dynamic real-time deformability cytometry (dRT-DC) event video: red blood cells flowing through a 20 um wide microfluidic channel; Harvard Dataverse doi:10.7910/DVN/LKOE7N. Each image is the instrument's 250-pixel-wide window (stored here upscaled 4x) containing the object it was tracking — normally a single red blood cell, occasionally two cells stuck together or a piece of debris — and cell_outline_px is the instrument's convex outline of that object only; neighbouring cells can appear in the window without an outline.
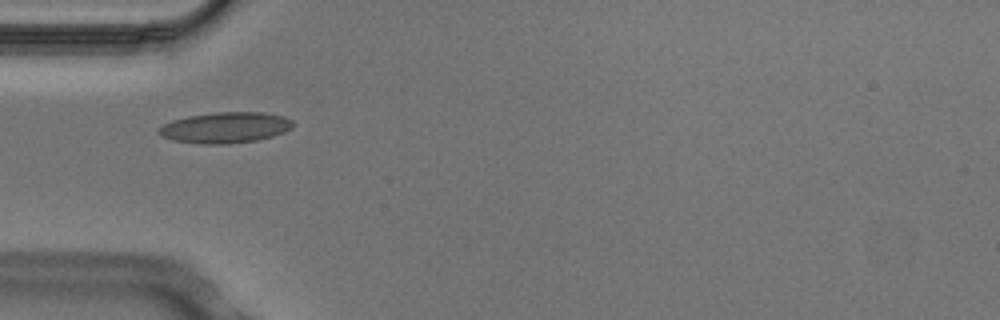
{"species": "Egyptian fruit bat (a non-hibernating species)", "species_latin": "Rousettus aegyptiacus", "temperature_condition": "cold", "stored_images_in_passage": 5, "camera_frame_rate_fps": 3000, "um_per_image_px": 0.085, "animal": {"sex": "male"}, "frame": {"image": 1, "passage_image": 1, "time_ms": 0.0, "image_size_px": [1000, 320], "cell_outline_px": [[292, 128], [284, 132], [272, 136], [256, 140], [228, 144], [200, 144], [172, 140], [160, 136], [156, 132], [156, 128], [172, 120], [188, 116], [216, 112], [264, 112], [284, 116], [292, 120]], "centroid_in_image_um": [19.11, 10.84], "position_along_channel_um": 65.9, "area_um2": 24.33}}
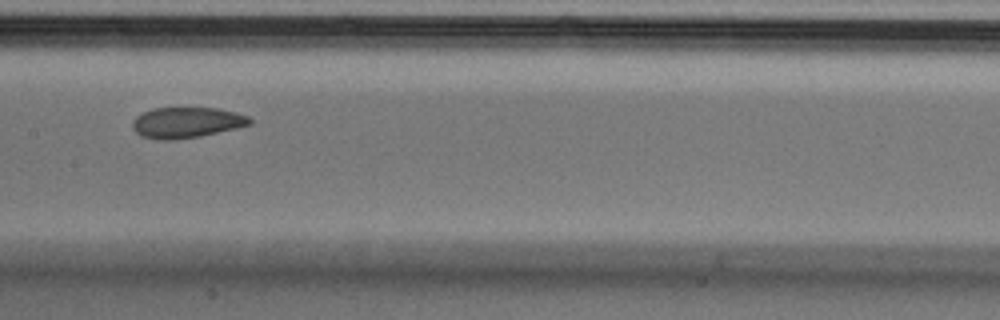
{"frame": {"image": 2, "passage_image": 4, "time_ms": 1.0, "image_size_px": [1000, 320], "cell_outline_px": [[252, 124], [236, 128], [200, 136], [176, 140], [156, 140], [140, 136], [132, 128], [132, 120], [136, 116], [152, 108], [216, 108], [236, 112], [248, 116], [252, 120]], "centroid_in_image_um": [15.83, 10.42], "position_along_channel_um": 191.6, "area_um2": 21.15}}
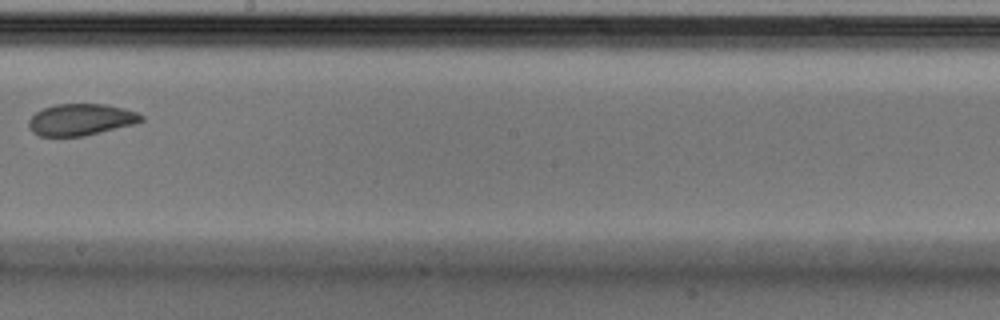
{"frame": {"image": 3, "passage_image": 5, "time_ms": 1.333, "image_size_px": [1000, 320], "cell_outline_px": [[144, 120], [132, 124], [84, 136], [40, 136], [32, 132], [28, 128], [28, 120], [36, 112], [44, 108], [56, 104], [108, 104], [124, 108], [136, 112], [144, 116]], "centroid_in_image_um": [6.85, 10.16], "position_along_channel_um": 241.3, "area_um2": 20.69}}